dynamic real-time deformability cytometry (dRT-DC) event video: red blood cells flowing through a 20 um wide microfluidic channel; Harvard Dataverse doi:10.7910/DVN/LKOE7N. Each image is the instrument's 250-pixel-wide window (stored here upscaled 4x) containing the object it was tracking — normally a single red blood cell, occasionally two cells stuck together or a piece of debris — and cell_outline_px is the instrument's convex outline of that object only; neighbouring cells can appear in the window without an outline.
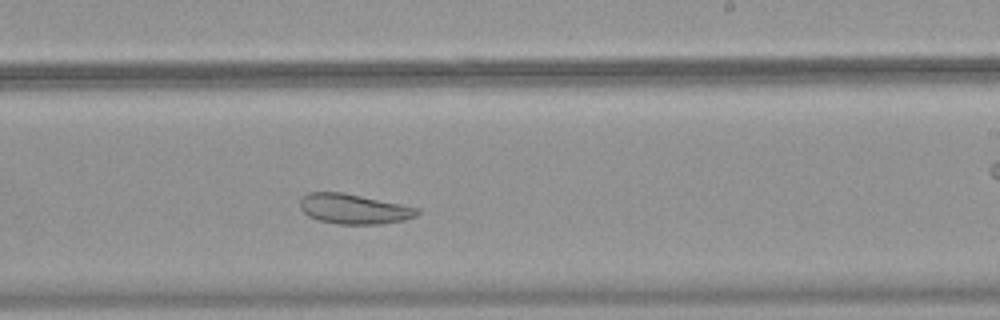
{"species": "common noctule bat (a hibernating species)", "species_latin": "Nyctalus noctula", "temperature_condition": "warm", "stored_images_in_passage": 33, "camera_frame_rate_fps": 3000, "um_per_image_px": 0.085, "animal": {"sex": "female", "body_mass_g": 18.4}, "frame": {"image": 1, "passage_image": 24, "time_ms": 7.667, "image_size_px": [1000, 320], "cell_outline_px": [[420, 212], [416, 216], [404, 220], [380, 224], [336, 224], [320, 220], [308, 216], [300, 208], [300, 200], [308, 192], [340, 192], [420, 208]], "centroid_in_image_um": [30.08, 17.77], "position_along_channel_um": 258.9, "area_um2": 20.29}}